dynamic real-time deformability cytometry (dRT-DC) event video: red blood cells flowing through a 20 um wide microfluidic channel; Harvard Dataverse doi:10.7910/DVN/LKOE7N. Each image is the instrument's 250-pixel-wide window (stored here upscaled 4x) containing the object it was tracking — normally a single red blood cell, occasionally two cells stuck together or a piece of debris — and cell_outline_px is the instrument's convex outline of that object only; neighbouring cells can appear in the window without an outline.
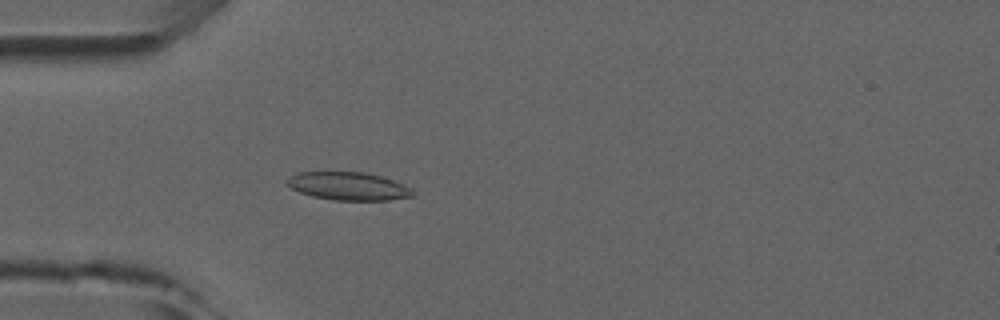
{"species": "common noctule bat (a hibernating species)", "species_latin": "Nyctalus noctula", "temperature_condition": "room temperature", "stored_images_in_passage": 5, "camera_frame_rate_fps": 3000, "um_per_image_px": 0.085, "animal": {"sex": "male", "forearm_length_mm": 52.5}, "frame": {"image": 1, "passage_image": 5, "time_ms": 4.333, "image_size_px": [1000, 320], "cell_outline_px": [[412, 196], [388, 200], [332, 200], [312, 196], [300, 192], [284, 184], [284, 180], [288, 176], [300, 172], [364, 172], [380, 176], [392, 180], [412, 188]], "centroid_in_image_um": [29.53, 15.82], "position_along_channel_um": 55.5, "area_um2": 20.52}}